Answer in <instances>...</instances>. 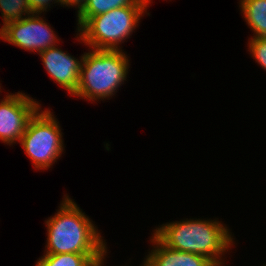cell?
I'll use <instances>...</instances> for the list:
<instances>
[{
  "label": "cell",
  "mask_w": 266,
  "mask_h": 266,
  "mask_svg": "<svg viewBox=\"0 0 266 266\" xmlns=\"http://www.w3.org/2000/svg\"><path fill=\"white\" fill-rule=\"evenodd\" d=\"M63 198L57 213L45 221L44 254H106V244L95 224L67 194Z\"/></svg>",
  "instance_id": "6da1fadb"
},
{
  "label": "cell",
  "mask_w": 266,
  "mask_h": 266,
  "mask_svg": "<svg viewBox=\"0 0 266 266\" xmlns=\"http://www.w3.org/2000/svg\"><path fill=\"white\" fill-rule=\"evenodd\" d=\"M154 235L167 247L220 261L234 241L227 226L216 220L186 219L163 224Z\"/></svg>",
  "instance_id": "7a4b0ae2"
},
{
  "label": "cell",
  "mask_w": 266,
  "mask_h": 266,
  "mask_svg": "<svg viewBox=\"0 0 266 266\" xmlns=\"http://www.w3.org/2000/svg\"><path fill=\"white\" fill-rule=\"evenodd\" d=\"M129 60L122 50L91 49L82 57L74 96L86 101L109 99L127 78Z\"/></svg>",
  "instance_id": "3957f363"
},
{
  "label": "cell",
  "mask_w": 266,
  "mask_h": 266,
  "mask_svg": "<svg viewBox=\"0 0 266 266\" xmlns=\"http://www.w3.org/2000/svg\"><path fill=\"white\" fill-rule=\"evenodd\" d=\"M145 13L149 15L147 6H123L90 17L77 30V39L92 49L122 50L119 44L131 36Z\"/></svg>",
  "instance_id": "277c9868"
},
{
  "label": "cell",
  "mask_w": 266,
  "mask_h": 266,
  "mask_svg": "<svg viewBox=\"0 0 266 266\" xmlns=\"http://www.w3.org/2000/svg\"><path fill=\"white\" fill-rule=\"evenodd\" d=\"M39 109L29 120L19 143L37 170H46L64 151L59 122L49 110Z\"/></svg>",
  "instance_id": "5b68a950"
},
{
  "label": "cell",
  "mask_w": 266,
  "mask_h": 266,
  "mask_svg": "<svg viewBox=\"0 0 266 266\" xmlns=\"http://www.w3.org/2000/svg\"><path fill=\"white\" fill-rule=\"evenodd\" d=\"M54 32L40 14H30L1 27L0 38L8 44L39 54L59 43L58 36Z\"/></svg>",
  "instance_id": "8992f818"
},
{
  "label": "cell",
  "mask_w": 266,
  "mask_h": 266,
  "mask_svg": "<svg viewBox=\"0 0 266 266\" xmlns=\"http://www.w3.org/2000/svg\"><path fill=\"white\" fill-rule=\"evenodd\" d=\"M22 92L7 94L0 101V140L12 145L21 140L29 120L41 104ZM40 104V105H39Z\"/></svg>",
  "instance_id": "52a82bcc"
},
{
  "label": "cell",
  "mask_w": 266,
  "mask_h": 266,
  "mask_svg": "<svg viewBox=\"0 0 266 266\" xmlns=\"http://www.w3.org/2000/svg\"><path fill=\"white\" fill-rule=\"evenodd\" d=\"M50 78L73 96L78 88L82 57L76 59L57 46L39 53Z\"/></svg>",
  "instance_id": "ba28073f"
},
{
  "label": "cell",
  "mask_w": 266,
  "mask_h": 266,
  "mask_svg": "<svg viewBox=\"0 0 266 266\" xmlns=\"http://www.w3.org/2000/svg\"><path fill=\"white\" fill-rule=\"evenodd\" d=\"M150 239L155 246L141 266H208L211 262L202 255L170 249L154 234Z\"/></svg>",
  "instance_id": "9c48e42d"
},
{
  "label": "cell",
  "mask_w": 266,
  "mask_h": 266,
  "mask_svg": "<svg viewBox=\"0 0 266 266\" xmlns=\"http://www.w3.org/2000/svg\"><path fill=\"white\" fill-rule=\"evenodd\" d=\"M107 254H44L36 266H103Z\"/></svg>",
  "instance_id": "30bf717a"
},
{
  "label": "cell",
  "mask_w": 266,
  "mask_h": 266,
  "mask_svg": "<svg viewBox=\"0 0 266 266\" xmlns=\"http://www.w3.org/2000/svg\"><path fill=\"white\" fill-rule=\"evenodd\" d=\"M243 18L254 32L252 38L266 37V0H240Z\"/></svg>",
  "instance_id": "8fae6325"
},
{
  "label": "cell",
  "mask_w": 266,
  "mask_h": 266,
  "mask_svg": "<svg viewBox=\"0 0 266 266\" xmlns=\"http://www.w3.org/2000/svg\"><path fill=\"white\" fill-rule=\"evenodd\" d=\"M123 6H148L146 0H88L77 13V30L90 18Z\"/></svg>",
  "instance_id": "7c38bea8"
},
{
  "label": "cell",
  "mask_w": 266,
  "mask_h": 266,
  "mask_svg": "<svg viewBox=\"0 0 266 266\" xmlns=\"http://www.w3.org/2000/svg\"><path fill=\"white\" fill-rule=\"evenodd\" d=\"M0 10L3 20L2 27L32 14L27 0H0Z\"/></svg>",
  "instance_id": "4fadbf2b"
},
{
  "label": "cell",
  "mask_w": 266,
  "mask_h": 266,
  "mask_svg": "<svg viewBox=\"0 0 266 266\" xmlns=\"http://www.w3.org/2000/svg\"><path fill=\"white\" fill-rule=\"evenodd\" d=\"M248 43L251 57L266 70V37L250 38Z\"/></svg>",
  "instance_id": "5bb4252c"
},
{
  "label": "cell",
  "mask_w": 266,
  "mask_h": 266,
  "mask_svg": "<svg viewBox=\"0 0 266 266\" xmlns=\"http://www.w3.org/2000/svg\"><path fill=\"white\" fill-rule=\"evenodd\" d=\"M32 14L46 12L51 4L60 3V0H27ZM52 2V3H51ZM51 3V4H50Z\"/></svg>",
  "instance_id": "9a60e30c"
},
{
  "label": "cell",
  "mask_w": 266,
  "mask_h": 266,
  "mask_svg": "<svg viewBox=\"0 0 266 266\" xmlns=\"http://www.w3.org/2000/svg\"><path fill=\"white\" fill-rule=\"evenodd\" d=\"M88 0H60V5L62 6L63 5V8H64V5L67 7H70V6H75V8L77 7L78 10L77 12L79 13L83 7L86 5Z\"/></svg>",
  "instance_id": "2e32d148"
},
{
  "label": "cell",
  "mask_w": 266,
  "mask_h": 266,
  "mask_svg": "<svg viewBox=\"0 0 266 266\" xmlns=\"http://www.w3.org/2000/svg\"><path fill=\"white\" fill-rule=\"evenodd\" d=\"M224 260L210 262L208 266H224Z\"/></svg>",
  "instance_id": "e0dca14e"
}]
</instances>
